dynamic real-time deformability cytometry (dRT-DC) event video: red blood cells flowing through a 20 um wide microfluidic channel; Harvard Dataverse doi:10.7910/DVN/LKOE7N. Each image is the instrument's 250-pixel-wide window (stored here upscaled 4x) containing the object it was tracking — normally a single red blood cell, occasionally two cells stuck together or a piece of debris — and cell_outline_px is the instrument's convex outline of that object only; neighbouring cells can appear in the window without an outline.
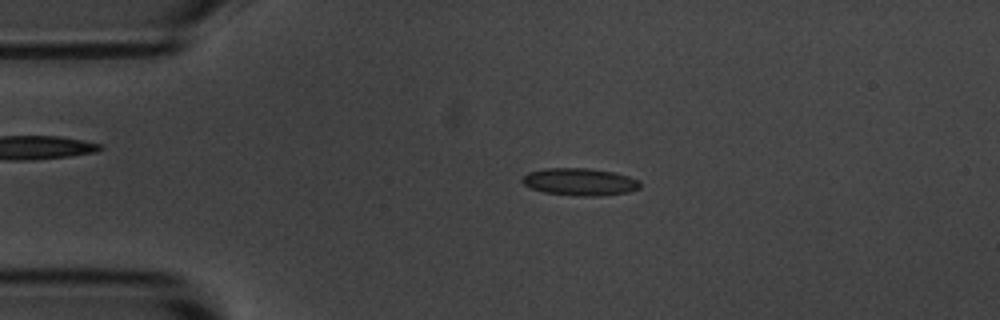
{"species": "common noctule bat (a hibernating species)", "species_latin": "Nyctalus noctula", "temperature_condition": "room temperature", "stored_images_in_passage": 50, "camera_frame_rate_fps": 3000, "um_per_image_px": 0.085, "animal": {"sex": "male", "body_mass_g": 20.1, "forearm_length_mm": 53.5}, "frame": {"image": 1, "passage_image": 6, "time_ms": 1.667, "image_size_px": [1000, 320], "cell_outline_px": [[640, 188], [628, 192], [600, 196], [572, 196], [544, 192], [532, 188], [524, 184], [520, 180], [528, 172], [544, 168], [588, 168], [616, 172], [640, 180]], "centroid_in_image_um": [49.3, 15.45], "position_along_channel_um": 35.7, "area_um2": 18.96}}
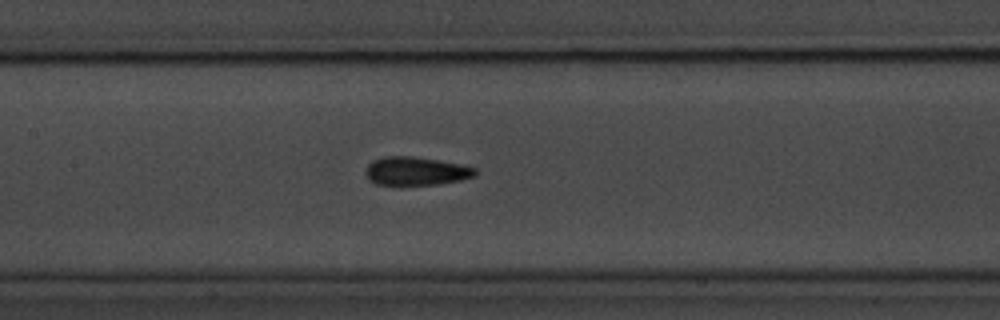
{"frame": {"image": 2, "passage_image": 20, "time_ms": 6.333, "image_size_px": [1000, 320], "cell_outline_px": [[476, 176], [460, 180], [436, 184], [376, 184], [368, 180], [364, 172], [368, 164], [372, 160], [384, 156], [412, 156], [440, 160], [464, 164], [476, 168]], "centroid_in_image_um": [35.35, 14.52], "position_along_channel_um": 172.0, "area_um2": 18.26}}
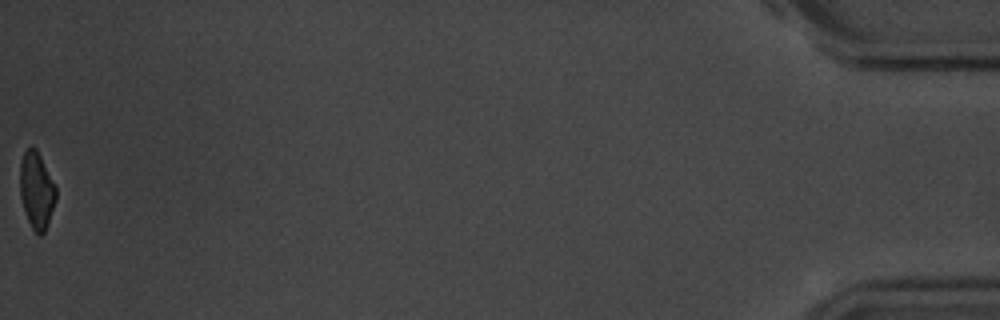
{"frame": {"image": 3, "passage_image": 50, "time_ms": 16.333, "image_size_px": [1000, 320], "cell_outline_px": [[56, 200], [48, 224], [44, 232], [40, 236], [32, 228], [28, 220], [20, 196], [20, 160], [24, 152], [28, 148], [36, 148], [56, 188]], "centroid_in_image_um": [3.1, 16.19], "position_along_channel_um": 432.1, "area_um2": 15.84}, "authors_computed_cell_mechanics": {"area_um2": 17.8024, "velocity_mm_per_s": 3.6124, "shape_relaxation_time_tau1_ms": 3.2074, "shape_relaxation_time_tau2_ms": 1.6016, "deformation_change_tau1": 0.1031, "deformation_change_tau2": 0.0857}}